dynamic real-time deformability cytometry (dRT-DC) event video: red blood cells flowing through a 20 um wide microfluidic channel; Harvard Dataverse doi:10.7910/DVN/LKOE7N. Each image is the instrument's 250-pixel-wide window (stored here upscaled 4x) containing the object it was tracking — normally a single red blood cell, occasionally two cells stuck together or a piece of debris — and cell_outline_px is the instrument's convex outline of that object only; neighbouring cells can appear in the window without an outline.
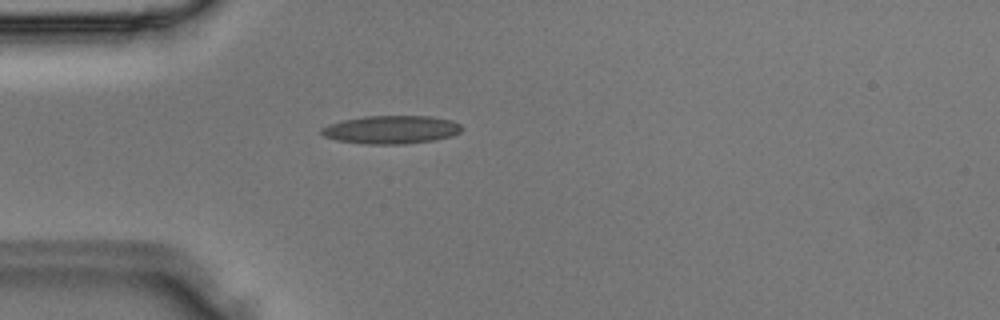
{"species": "Egyptian fruit bat (a non-hibernating species)", "species_latin": "Rousettus aegyptiacus", "temperature_condition": "room temperature", "stored_images_in_passage": 4, "camera_frame_rate_fps": 3000, "um_per_image_px": 0.085, "animal": {"sex": "male"}, "frame": {"image": 1, "passage_image": 4, "time_ms": 1.0, "image_size_px": [1000, 320], "cell_outline_px": [[464, 128], [460, 132], [452, 136], [432, 140], [404, 144], [364, 144], [336, 140], [324, 136], [320, 132], [320, 128], [328, 124], [344, 120], [364, 116], [432, 116], [452, 120], [460, 124]], "centroid_in_image_um": [33.26, 11.02], "position_along_channel_um": 51.7, "area_um2": 23.18}}